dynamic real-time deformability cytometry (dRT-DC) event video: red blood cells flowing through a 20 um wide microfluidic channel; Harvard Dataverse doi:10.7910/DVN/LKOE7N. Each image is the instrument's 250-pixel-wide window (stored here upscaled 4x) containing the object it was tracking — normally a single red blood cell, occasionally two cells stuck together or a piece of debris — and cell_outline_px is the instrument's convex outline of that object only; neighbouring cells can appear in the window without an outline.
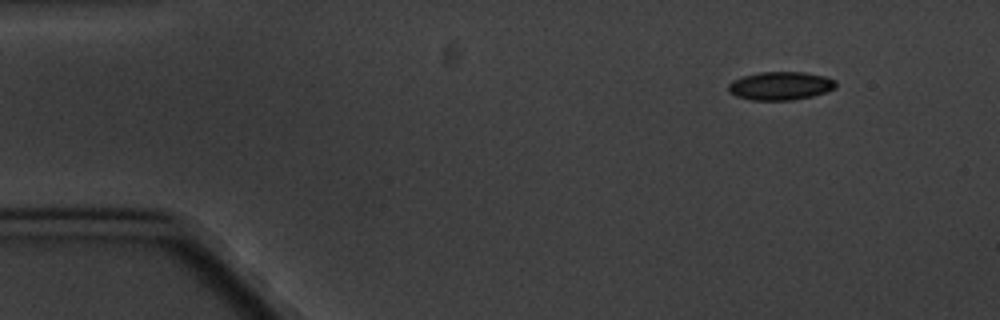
{"species": "common noctule bat (a hibernating species)", "species_latin": "Nyctalus noctula", "temperature_condition": "cold", "stored_images_in_passage": 3, "camera_frame_rate_fps": 3000, "um_per_image_px": 0.085, "animal": {"sex": "male", "body_mass_g": 20.1, "forearm_length_mm": 53.5}, "frame": {"image": 1, "passage_image": 1, "time_ms": 0.0, "image_size_px": [1000, 320], "cell_outline_px": [[836, 88], [828, 92], [812, 96], [792, 100], [752, 100], [736, 96], [728, 92], [728, 84], [732, 80], [744, 76], [760, 72], [804, 72], [824, 76], [836, 80]], "centroid_in_image_um": [66.35, 7.3], "position_along_channel_um": 18.7, "area_um2": 17.86}}
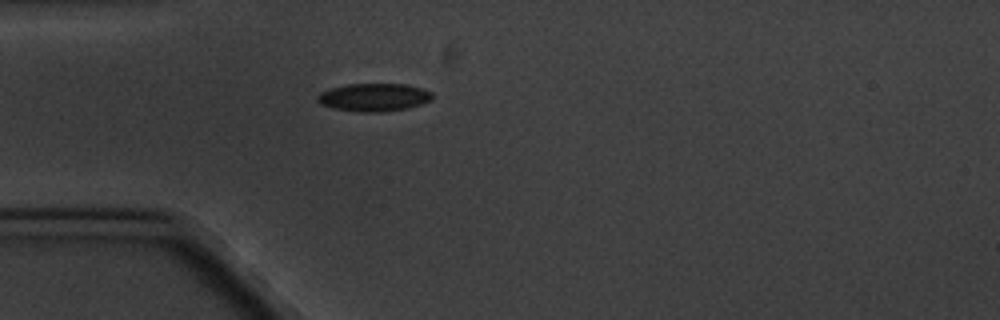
{"frame": {"image": 2, "passage_image": 3, "time_ms": 3.333, "image_size_px": [1000, 320], "cell_outline_px": [[432, 100], [408, 108], [380, 112], [360, 112], [332, 108], [320, 104], [316, 100], [316, 96], [320, 92], [328, 88], [348, 84], [404, 84], [420, 88], [432, 92]], "centroid_in_image_um": [31.73, 8.27], "position_along_channel_um": 53.3, "area_um2": 18.79}}